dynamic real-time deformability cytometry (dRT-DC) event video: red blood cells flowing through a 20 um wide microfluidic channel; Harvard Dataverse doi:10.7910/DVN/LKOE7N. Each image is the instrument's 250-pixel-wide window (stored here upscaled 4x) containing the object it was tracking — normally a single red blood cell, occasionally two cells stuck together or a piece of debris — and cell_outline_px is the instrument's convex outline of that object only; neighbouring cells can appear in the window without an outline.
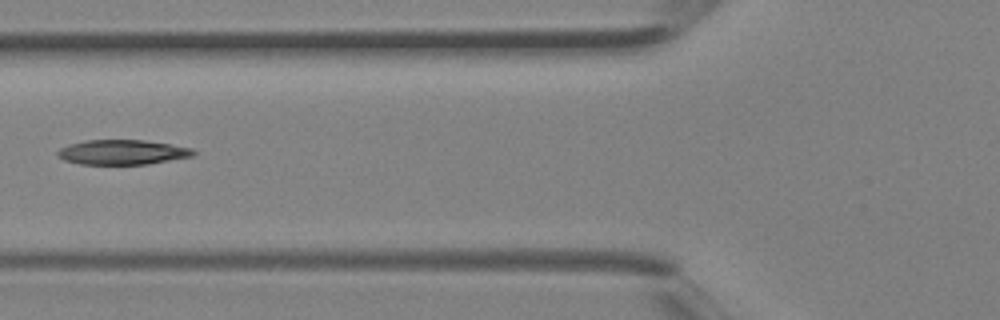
{"species": "Egyptian fruit bat (a non-hibernating species)", "species_latin": "Rousettus aegyptiacus", "temperature_condition": "room temperature", "stored_images_in_passage": 5, "camera_frame_rate_fps": 3000, "um_per_image_px": 0.085, "animal": {"sex": "female"}, "frame": {"image": 1, "passage_image": 5, "time_ms": 1.333, "image_size_px": [1000, 320], "cell_outline_px": [[196, 152], [192, 156], [148, 164], [80, 164], [64, 160], [56, 156], [56, 152], [60, 148], [72, 144], [88, 140], [144, 140], [192, 148]], "centroid_in_image_um": [10.38, 12.94], "position_along_channel_um": 115.4, "area_um2": 19.42}}